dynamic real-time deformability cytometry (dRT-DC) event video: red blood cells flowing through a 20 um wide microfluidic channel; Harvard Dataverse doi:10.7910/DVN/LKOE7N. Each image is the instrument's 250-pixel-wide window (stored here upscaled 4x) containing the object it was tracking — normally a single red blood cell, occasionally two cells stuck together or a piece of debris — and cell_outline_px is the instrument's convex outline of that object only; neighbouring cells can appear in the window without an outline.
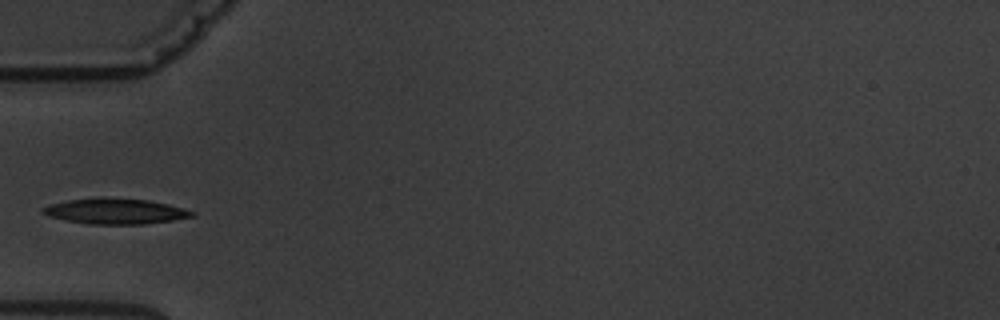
{"species": "common noctule bat (a hibernating species)", "species_latin": "Nyctalus noctula", "temperature_condition": "warm", "stored_images_in_passage": 4, "camera_frame_rate_fps": 3000, "um_per_image_px": 0.085, "animal": {"sex": "male", "body_mass_g": 19.5, "forearm_length_mm": 54.6}, "frame": {"image": 1, "passage_image": 4, "time_ms": 3.333, "image_size_px": [1000, 320], "cell_outline_px": [[196, 216], [172, 220], [144, 224], [92, 224], [68, 220], [48, 216], [40, 212], [40, 208], [48, 204], [68, 200], [96, 196], [104, 196], [148, 200], [168, 204], [184, 208], [196, 212]], "centroid_in_image_um": [9.78, 17.93], "position_along_channel_um": 75.2, "area_um2": 22.6}}